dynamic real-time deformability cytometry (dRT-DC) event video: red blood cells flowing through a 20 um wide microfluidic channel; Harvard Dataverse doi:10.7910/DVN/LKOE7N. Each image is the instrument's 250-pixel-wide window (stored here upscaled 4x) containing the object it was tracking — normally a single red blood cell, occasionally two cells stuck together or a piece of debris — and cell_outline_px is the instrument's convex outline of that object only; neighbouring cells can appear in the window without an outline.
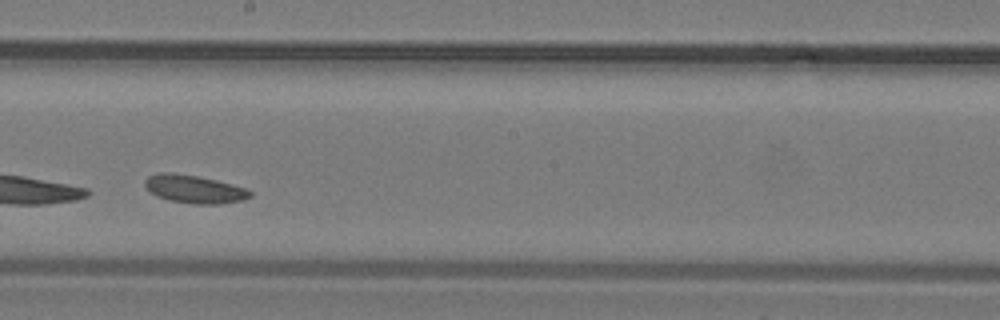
{"species": "common noctule bat (a hibernating species)", "species_latin": "Nyctalus noctula", "temperature_condition": "warm", "stored_images_in_passage": 23, "camera_frame_rate_fps": 3000, "um_per_image_px": 0.085, "animal": {"sex": "male", "body_mass_g": 19.2, "forearm_length_mm": 51.8}, "frame": {"image": 1, "passage_image": 10, "time_ms": 3.0, "image_size_px": [1000, 320], "cell_outline_px": [[252, 196], [244, 200], [220, 204], [196, 204], [172, 200], [156, 196], [144, 184], [144, 180], [148, 176], [160, 172], [172, 172], [196, 176], [216, 180], [232, 184], [244, 188], [252, 192]], "centroid_in_image_um": [16.53, 16.07], "position_along_channel_um": 231.7, "area_um2": 17.05}}
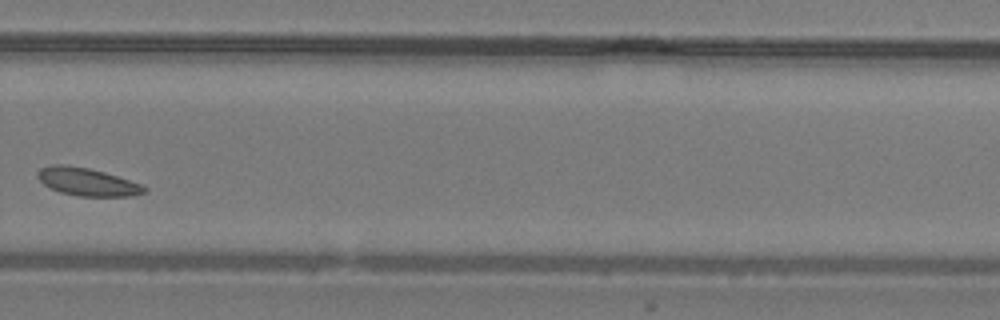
{"frame": {"image": 2, "passage_image": 14, "time_ms": 4.333, "image_size_px": [1000, 320], "cell_outline_px": [[148, 188], [144, 192], [132, 196], [76, 196], [60, 192], [44, 184], [40, 180], [40, 168], [52, 164], [68, 164], [88, 168], [104, 172], [140, 184]], "centroid_in_image_um": [7.42, 15.45], "position_along_channel_um": 322.4, "area_um2": 16.99}}